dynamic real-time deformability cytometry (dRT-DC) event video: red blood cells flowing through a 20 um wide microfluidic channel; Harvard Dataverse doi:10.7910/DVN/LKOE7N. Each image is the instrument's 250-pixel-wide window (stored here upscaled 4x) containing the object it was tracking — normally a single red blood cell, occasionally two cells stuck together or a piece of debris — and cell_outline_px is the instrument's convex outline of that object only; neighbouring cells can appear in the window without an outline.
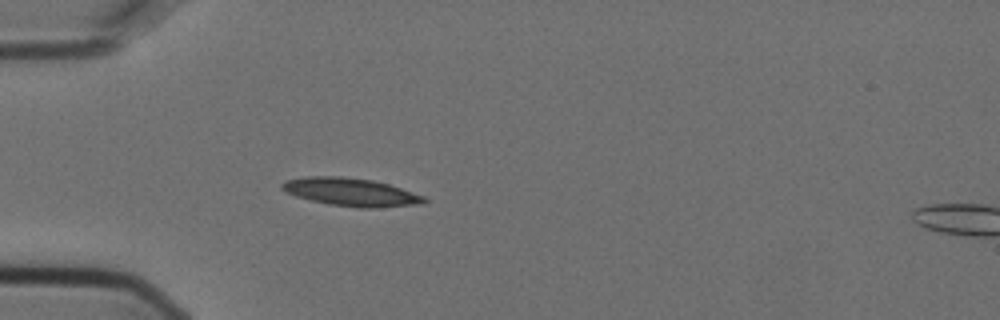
{"species": "Egyptian fruit bat (a non-hibernating species)", "species_latin": "Rousettus aegyptiacus", "temperature_condition": "cold", "stored_images_in_passage": 5, "camera_frame_rate_fps": 3000, "um_per_image_px": 0.085, "animal": {"sex": "female"}, "frame": {"image": 1, "passage_image": 4, "time_ms": 1.0, "image_size_px": [1000, 320], "cell_outline_px": [[428, 200], [424, 204], [376, 208], [360, 208], [328, 204], [296, 196], [280, 188], [280, 184], [284, 180], [304, 176], [340, 176], [372, 180], [388, 184], [424, 196]], "centroid_in_image_um": [29.82, 16.32], "position_along_channel_um": 55.2, "area_um2": 23.29}}